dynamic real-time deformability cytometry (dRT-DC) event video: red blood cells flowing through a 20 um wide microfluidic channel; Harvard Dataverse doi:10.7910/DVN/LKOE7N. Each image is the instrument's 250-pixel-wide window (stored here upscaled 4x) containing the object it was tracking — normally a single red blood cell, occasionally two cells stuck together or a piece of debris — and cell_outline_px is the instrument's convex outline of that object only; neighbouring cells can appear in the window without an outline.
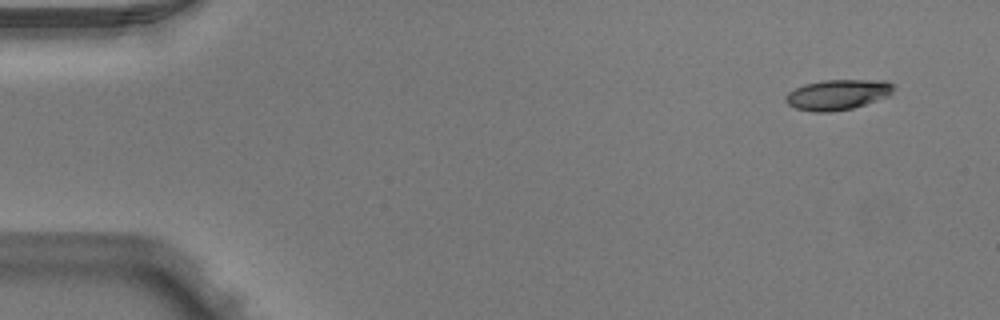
{"species": "Egyptian fruit bat (a non-hibernating species)", "species_latin": "Rousettus aegyptiacus", "temperature_condition": "warm", "stored_images_in_passage": 5, "camera_frame_rate_fps": 3000, "um_per_image_px": 0.085, "animal": {"sex": "male"}, "frame": {"image": 1, "passage_image": 5, "time_ms": 1.333, "image_size_px": [1000, 320], "cell_outline_px": [[892, 92], [888, 96], [852, 108], [828, 112], [816, 112], [796, 108], [788, 104], [784, 100], [784, 96], [788, 92], [804, 84], [824, 80], [884, 80], [892, 84]], "centroid_in_image_um": [71.15, 8.04], "position_along_channel_um": 13.8, "area_um2": 18.84}}